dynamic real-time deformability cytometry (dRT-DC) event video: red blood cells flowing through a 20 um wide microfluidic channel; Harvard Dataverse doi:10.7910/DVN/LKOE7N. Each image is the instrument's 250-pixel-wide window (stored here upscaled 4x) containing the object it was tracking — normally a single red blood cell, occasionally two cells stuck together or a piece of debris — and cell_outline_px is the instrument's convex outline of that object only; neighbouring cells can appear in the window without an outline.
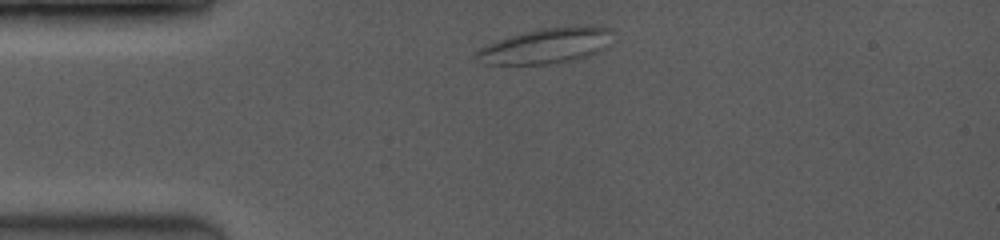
{"species": "common noctule bat (a hibernating species)", "species_latin": "Nyctalus noctula", "temperature_condition": "room temperature", "stored_images_in_passage": 43, "camera_frame_rate_fps": 3500, "um_per_image_px": 0.085, "animal": {"sex": "female", "body_mass_g": 19.0, "forearm_length_mm": 53.3}, "frame": {"image": 1, "passage_image": 1, "time_ms": 0.0, "image_size_px": [1000, 240], "cell_outline_px": [[612, 44], [608, 48], [588, 56], [576, 60], [548, 64], [484, 64], [472, 56], [480, 48], [488, 44], [508, 36], [540, 28], [608, 28]], "centroid_in_image_um": [46.36, 3.94], "position_along_channel_um": 38.6, "area_um2": 27.57}}
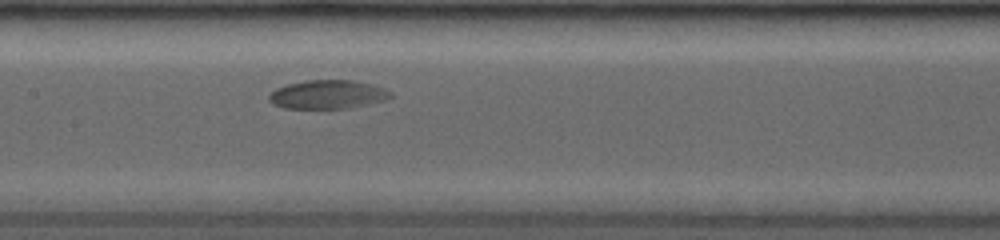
{"frame": {"image": 2, "passage_image": 17, "time_ms": 4.571, "image_size_px": [1000, 240], "cell_outline_px": [[392, 96], [384, 100], [348, 108], [284, 108], [272, 104], [268, 100], [268, 96], [276, 88], [288, 84], [308, 80], [352, 80], [372, 84], [384, 88], [392, 92]], "centroid_in_image_um": [27.84, 8.02], "position_along_channel_um": 179.6, "area_um2": 20.23}}
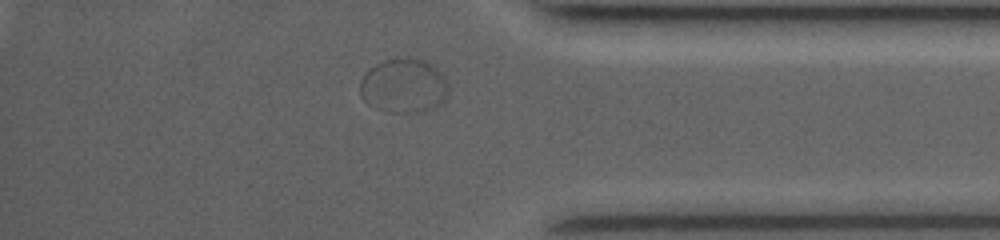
{"frame": {"image": 3, "passage_image": 38, "time_ms": 10.571, "image_size_px": [1000, 240], "cell_outline_px": [[448, 96], [436, 108], [420, 112], [392, 112], [376, 108], [368, 104], [360, 96], [360, 80], [364, 72], [368, 68], [384, 60], [396, 56], [408, 56], [424, 60], [436, 68], [444, 76], [448, 84]], "centroid_in_image_um": [34.31, 7.26], "position_along_channel_um": 400.9, "area_um2": 28.61}, "authors_computed_cell_mechanics": {"area_um2": 21.964, "velocity_mm_per_s": 3.7453, "shape_relaxation_time_tau1_ms": 7.143, "shape_relaxation_time_tau2_ms": null, "deformation_change_tau1": 0.107, "deformation_change_tau2": null}}